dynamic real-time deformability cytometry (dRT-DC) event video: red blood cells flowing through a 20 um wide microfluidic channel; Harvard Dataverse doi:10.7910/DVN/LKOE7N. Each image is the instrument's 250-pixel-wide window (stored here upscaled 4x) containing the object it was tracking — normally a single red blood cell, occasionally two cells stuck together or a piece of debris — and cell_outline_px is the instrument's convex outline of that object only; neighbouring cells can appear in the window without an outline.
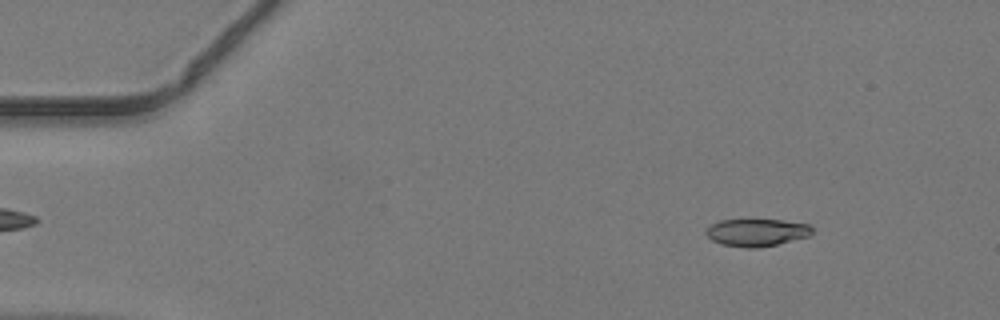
{"species": "common noctule bat (a hibernating species)", "species_latin": "Nyctalus noctula", "temperature_condition": "warm", "stored_images_in_passage": 45, "camera_frame_rate_fps": 3000, "um_per_image_px": 0.085, "animal": {"sex": "male", "body_mass_g": 19.2, "forearm_length_mm": 51.8}, "frame": {"image": 1, "passage_image": 3, "time_ms": 0.667, "image_size_px": [1000, 320], "cell_outline_px": [[812, 232], [808, 236], [760, 248], [748, 248], [720, 244], [712, 240], [704, 232], [712, 224], [720, 220], [780, 220], [808, 224], [812, 228]], "centroid_in_image_um": [64.29, 19.76], "position_along_channel_um": 20.7, "area_um2": 16.76}}
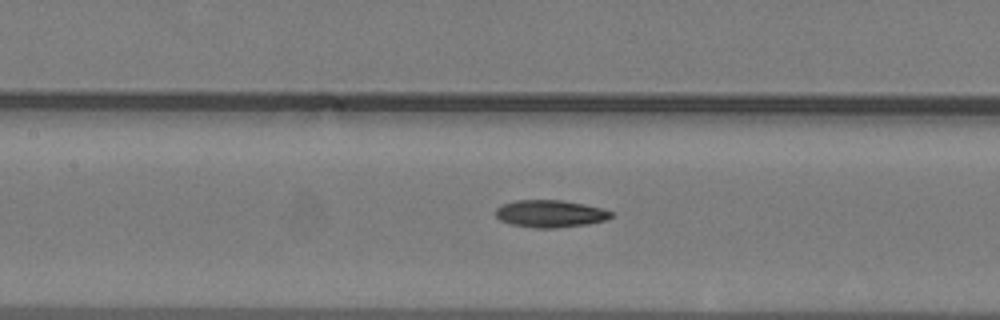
{"frame": {"image": 2, "passage_image": 19, "time_ms": 6.0, "image_size_px": [1000, 320], "cell_outline_px": [[612, 216], [604, 220], [588, 224], [556, 228], [532, 228], [512, 224], [500, 220], [496, 216], [496, 208], [500, 204], [516, 200], [560, 200], [584, 204], [600, 208], [612, 212]], "centroid_in_image_um": [46.72, 18.16], "position_along_channel_um": 160.7, "area_um2": 18.32}}
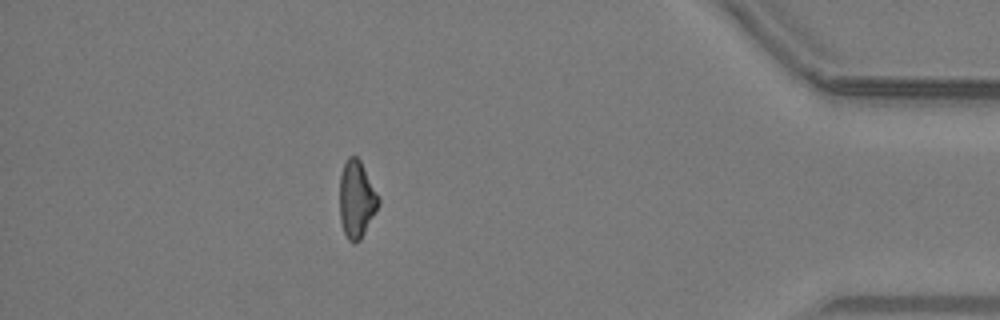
{"frame": {"image": 3, "passage_image": 39, "time_ms": 12.667, "image_size_px": [1000, 320], "cell_outline_px": [[380, 204], [360, 240], [356, 244], [352, 244], [348, 240], [344, 232], [340, 220], [340, 176], [344, 164], [348, 156], [356, 156], [360, 160], [380, 196]], "centroid_in_image_um": [30.32, 16.95], "position_along_channel_um": 404.9, "area_um2": 17.63}}